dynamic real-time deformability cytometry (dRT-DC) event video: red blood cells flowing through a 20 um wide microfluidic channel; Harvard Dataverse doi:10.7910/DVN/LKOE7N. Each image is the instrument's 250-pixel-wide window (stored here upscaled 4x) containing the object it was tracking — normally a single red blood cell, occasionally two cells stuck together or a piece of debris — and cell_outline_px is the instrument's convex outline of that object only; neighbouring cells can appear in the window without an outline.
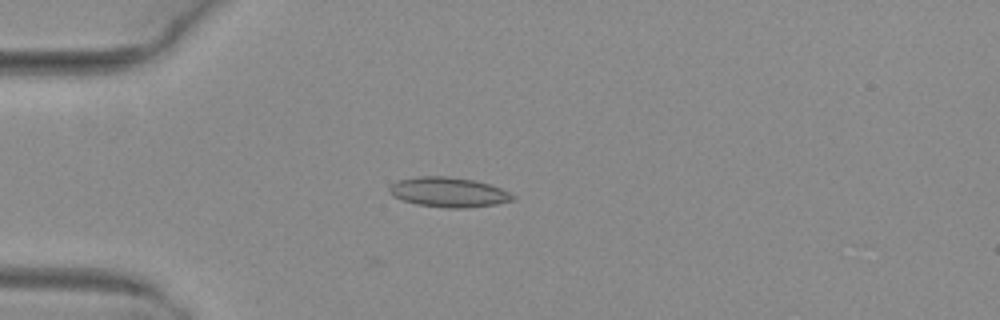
{"species": "common noctule bat (a hibernating species)", "species_latin": "Nyctalus noctula", "temperature_condition": "warm", "stored_images_in_passage": 38, "camera_frame_rate_fps": 3000, "um_per_image_px": 0.085, "animal": {"sex": "female", "body_mass_g": 29.2, "forearm_length_mm": 56.3}, "frame": {"image": 1, "passage_image": 1, "time_ms": 0.0, "image_size_px": [1000, 320], "cell_outline_px": [[516, 200], [496, 204], [468, 208], [444, 208], [416, 204], [392, 196], [388, 192], [388, 188], [392, 184], [400, 180], [420, 176], [448, 176], [472, 180], [488, 184], [500, 188], [516, 196]], "centroid_in_image_um": [38.14, 16.35], "position_along_channel_um": 46.9, "area_um2": 21.44}}
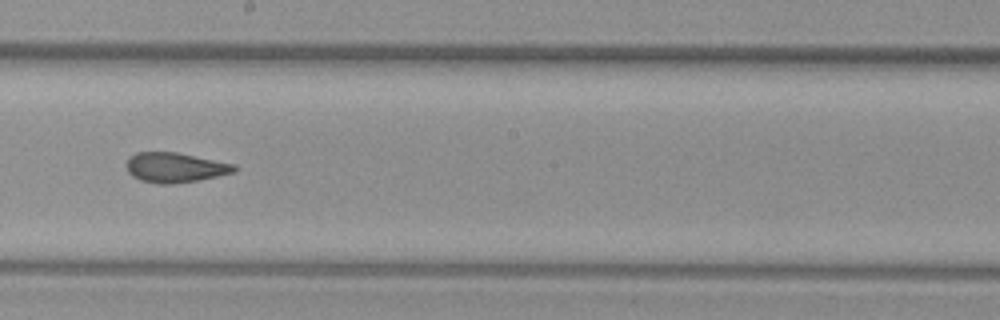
{"frame": {"image": 2, "passage_image": 16, "time_ms": 5.0, "image_size_px": [1000, 320], "cell_outline_px": [[240, 168], [236, 172], [196, 180], [172, 184], [160, 184], [140, 180], [132, 176], [128, 172], [124, 164], [128, 156], [136, 152], [176, 152], [236, 164]], "centroid_in_image_um": [14.86, 14.23], "position_along_channel_um": 233.3, "area_um2": 19.02}}
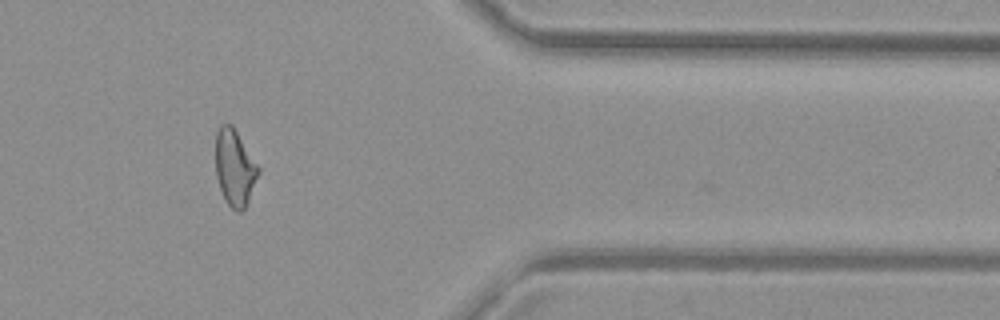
{"frame": {"image": 3, "passage_image": 29, "time_ms": 9.333, "image_size_px": [1000, 320], "cell_outline_px": [[260, 172], [248, 204], [240, 212], [236, 212], [224, 200], [216, 176], [216, 132], [220, 124], [232, 124], [260, 168]], "centroid_in_image_um": [19.96, 14.28], "position_along_channel_um": 391.4, "area_um2": 19.19}, "authors_computed_cell_mechanics": {"area_um2": 19.2185, "velocity_mm_per_s": 4.1261, "shape_relaxation_time_tau1_ms": null, "shape_relaxation_time_tau2_ms": 1.4629, "deformation_change_tau1": null, "deformation_change_tau2": 0.0864}}